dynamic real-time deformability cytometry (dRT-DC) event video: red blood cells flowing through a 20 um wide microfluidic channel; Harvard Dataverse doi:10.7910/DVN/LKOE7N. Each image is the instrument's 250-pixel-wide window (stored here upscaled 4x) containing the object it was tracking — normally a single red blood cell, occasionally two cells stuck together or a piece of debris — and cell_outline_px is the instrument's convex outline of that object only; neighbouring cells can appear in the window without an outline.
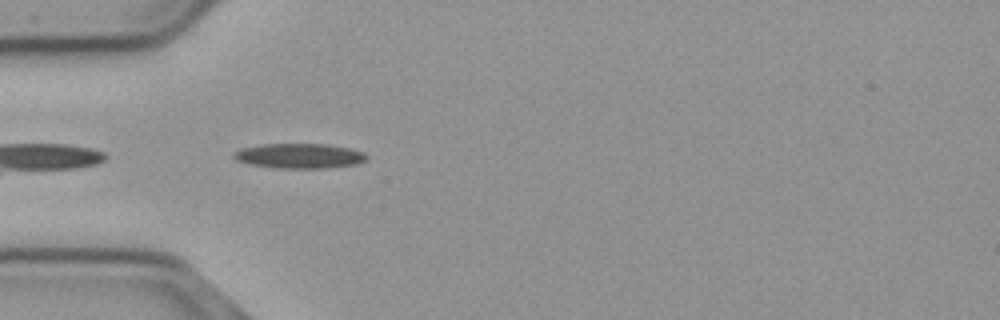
{"species": "common noctule bat (a hibernating species)", "species_latin": "Nyctalus noctula", "temperature_condition": "cold", "stored_images_in_passage": 41, "camera_frame_rate_fps": 3000, "um_per_image_px": 0.085, "animal": {"sex": "male", "body_mass_g": 23.1, "forearm_length_mm": 52.7}, "frame": {"image": 1, "passage_image": 2, "time_ms": 0.333, "image_size_px": [1000, 320], "cell_outline_px": [[368, 156], [364, 160], [356, 164], [324, 168], [276, 168], [252, 164], [236, 160], [232, 156], [232, 152], [240, 148], [260, 144], [328, 144], [348, 148], [364, 152]], "centroid_in_image_um": [25.41, 13.24], "position_along_channel_um": 59.6, "area_um2": 19.25}}
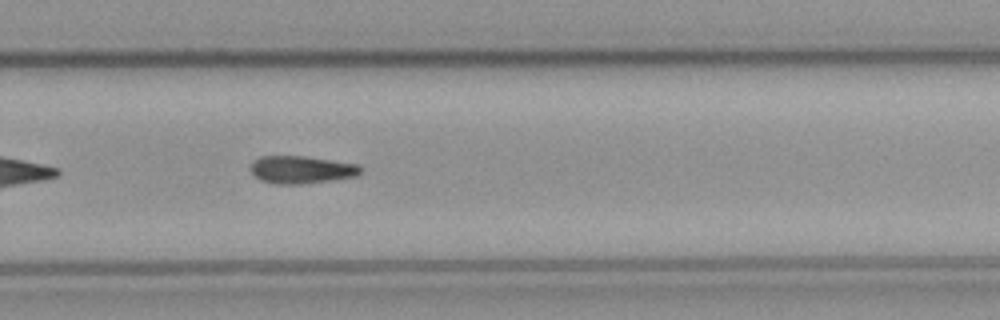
{"frame": {"image": 2, "passage_image": 22, "time_ms": 7.0, "image_size_px": [1000, 320], "cell_outline_px": [[360, 172], [356, 176], [332, 180], [300, 184], [272, 184], [260, 180], [252, 172], [252, 160], [260, 156], [304, 156], [332, 160], [356, 164], [360, 168]], "centroid_in_image_um": [25.58, 14.42], "position_along_channel_um": 304.2, "area_um2": 17.57}}
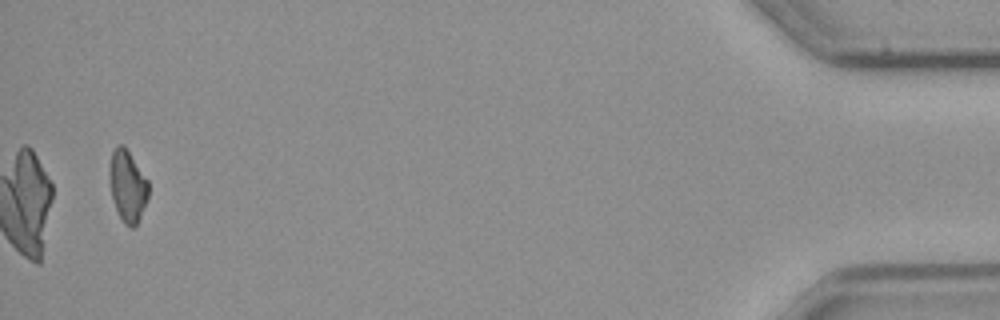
{"frame": {"image": 3, "passage_image": 39, "time_ms": 12.667, "image_size_px": [1000, 320], "cell_outline_px": [[148, 196], [136, 228], [128, 228], [124, 224], [112, 200], [108, 176], [108, 168], [112, 152], [116, 144], [124, 144], [148, 180]], "centroid_in_image_um": [10.82, 15.8], "position_along_channel_um": 424.4, "area_um2": 16.59}}